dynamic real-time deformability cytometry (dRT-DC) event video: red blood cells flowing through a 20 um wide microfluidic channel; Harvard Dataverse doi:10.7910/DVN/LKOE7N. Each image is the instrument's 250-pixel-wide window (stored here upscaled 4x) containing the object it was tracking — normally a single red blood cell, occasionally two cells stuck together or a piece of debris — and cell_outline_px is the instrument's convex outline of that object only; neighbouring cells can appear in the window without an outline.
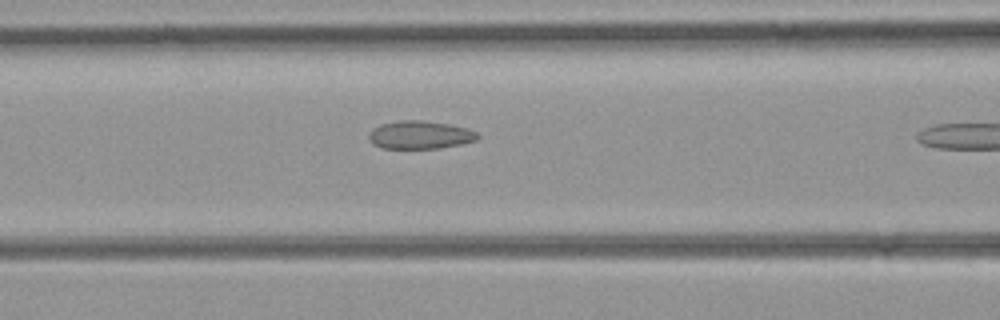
{"species": "common noctule bat (a hibernating species)", "species_latin": "Nyctalus noctula", "temperature_condition": "room temperature", "stored_images_in_passage": 10, "camera_frame_rate_fps": 3000, "um_per_image_px": 0.085, "animal": {"sex": "female", "body_mass_g": 21.9}, "frame": {"image": 1, "passage_image": 9, "time_ms": 2.667, "image_size_px": [1000, 320], "cell_outline_px": [[480, 136], [476, 140], [460, 144], [440, 148], [384, 148], [372, 144], [368, 140], [368, 132], [372, 128], [380, 124], [400, 120], [420, 120], [448, 124], [464, 128], [476, 132]], "centroid_in_image_um": [35.63, 11.46], "position_along_channel_um": 131.0, "area_um2": 17.74}}